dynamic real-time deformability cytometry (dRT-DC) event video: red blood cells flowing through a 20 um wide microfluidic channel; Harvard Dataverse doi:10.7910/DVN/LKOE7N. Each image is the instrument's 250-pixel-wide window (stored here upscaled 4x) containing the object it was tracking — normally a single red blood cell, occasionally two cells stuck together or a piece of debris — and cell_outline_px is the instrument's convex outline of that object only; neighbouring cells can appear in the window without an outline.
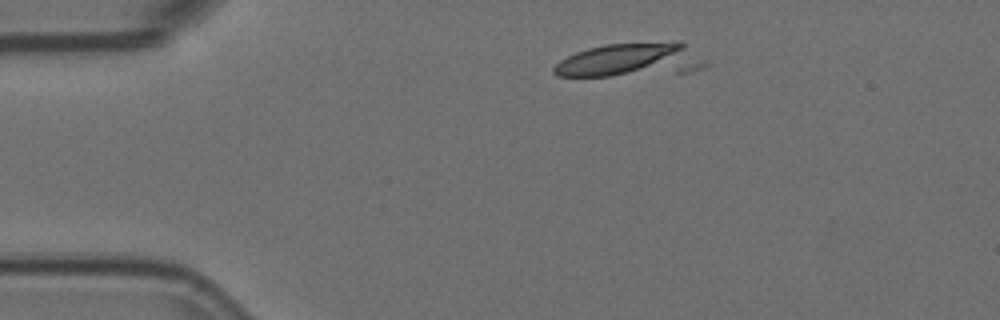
{"species": "Egyptian fruit bat (a non-hibernating species)", "species_latin": "Rousettus aegyptiacus", "temperature_condition": "room temperature", "stored_images_in_passage": 6, "camera_frame_rate_fps": 3000, "um_per_image_px": 0.085, "animal": {"sex": "female"}, "frame": {"image": 1, "passage_image": 2, "time_ms": 0.333, "image_size_px": [1000, 320], "cell_outline_px": [[708, 64], [704, 68], [688, 72], [608, 76], [556, 76], [552, 72], [552, 68], [560, 60], [576, 52], [588, 48], [604, 44], [676, 40], [680, 40]], "centroid_in_image_um": [53.61, 5.09], "position_along_channel_um": 31.4, "area_um2": 30.11}}